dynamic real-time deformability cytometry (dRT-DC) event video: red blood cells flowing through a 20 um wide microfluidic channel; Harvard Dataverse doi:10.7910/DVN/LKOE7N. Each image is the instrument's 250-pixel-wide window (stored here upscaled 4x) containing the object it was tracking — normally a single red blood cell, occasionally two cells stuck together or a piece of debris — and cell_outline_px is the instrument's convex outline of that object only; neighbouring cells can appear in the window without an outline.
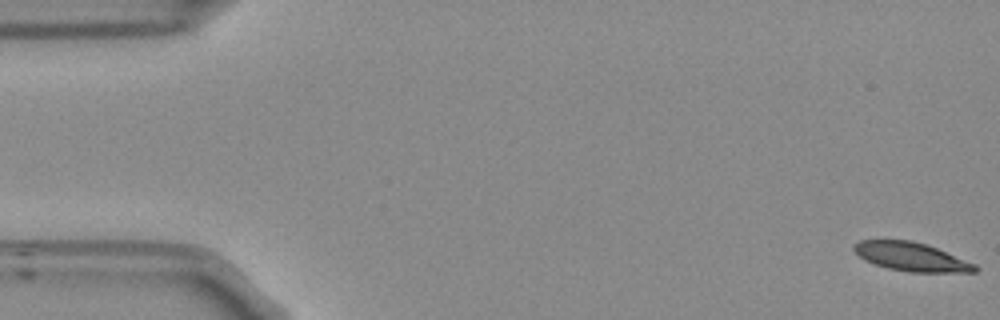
{"species": "Egyptian fruit bat (a non-hibernating species)", "species_latin": "Rousettus aegyptiacus", "temperature_condition": "room temperature", "stored_images_in_passage": 54, "camera_frame_rate_fps": 3000, "um_per_image_px": 0.085, "frame": {"image": 1, "passage_image": 1, "time_ms": 0.0, "image_size_px": [1000, 320], "cell_outline_px": [[980, 268], [976, 272], [908, 272], [888, 268], [864, 260], [852, 248], [860, 240], [912, 240], [936, 248], [976, 264]], "centroid_in_image_um": [77.48, 21.83], "position_along_channel_um": 7.5, "area_um2": 20.0}}
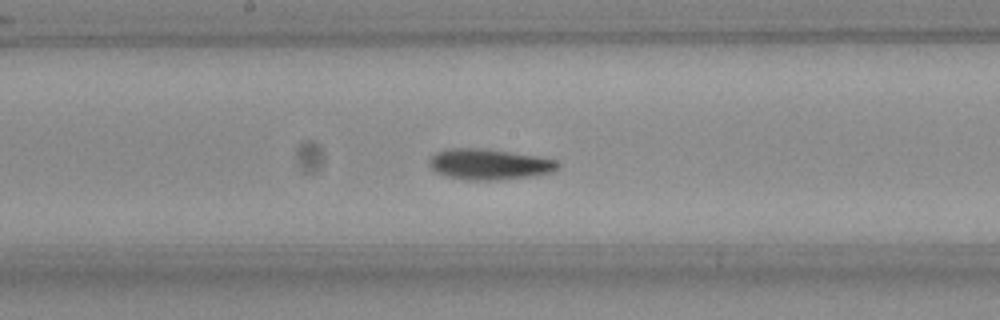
{"frame": {"image": 2, "passage_image": 28, "time_ms": 9.0, "image_size_px": [1000, 320], "cell_outline_px": [[560, 168], [552, 172], [532, 176], [504, 180], [464, 180], [444, 176], [436, 172], [428, 164], [428, 160], [436, 152], [452, 148], [476, 148], [508, 152], [536, 156], [556, 160], [560, 164]], "centroid_in_image_um": [41.57, 13.98], "position_along_channel_um": 206.6, "area_um2": 23.12}}
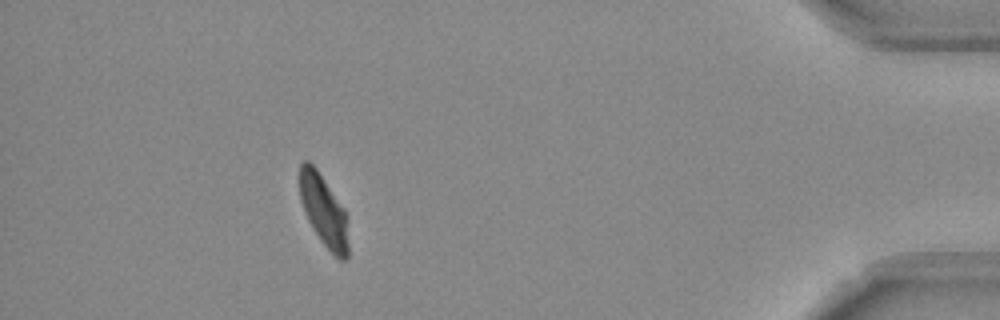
{"frame": {"image": 3, "passage_image": 49, "time_ms": 16.0, "image_size_px": [1000, 320], "cell_outline_px": [[348, 256], [344, 260], [340, 260], [320, 240], [312, 228], [308, 220], [300, 200], [300, 164], [304, 160], [308, 160], [316, 168], [344, 208], [348, 216]], "centroid_in_image_um": [27.53, 17.91], "position_along_channel_um": 407.7, "area_um2": 20.29}, "authors_computed_cell_mechanics": {"area_um2": 21.7328, "velocity_mm_per_s": 3.7031, "shape_relaxation_time_tau1_ms": 3.7469, "shape_relaxation_time_tau2_ms": 1.6628, "deformation_change_tau1": 0.1536, "deformation_change_tau2": 0.0674}}